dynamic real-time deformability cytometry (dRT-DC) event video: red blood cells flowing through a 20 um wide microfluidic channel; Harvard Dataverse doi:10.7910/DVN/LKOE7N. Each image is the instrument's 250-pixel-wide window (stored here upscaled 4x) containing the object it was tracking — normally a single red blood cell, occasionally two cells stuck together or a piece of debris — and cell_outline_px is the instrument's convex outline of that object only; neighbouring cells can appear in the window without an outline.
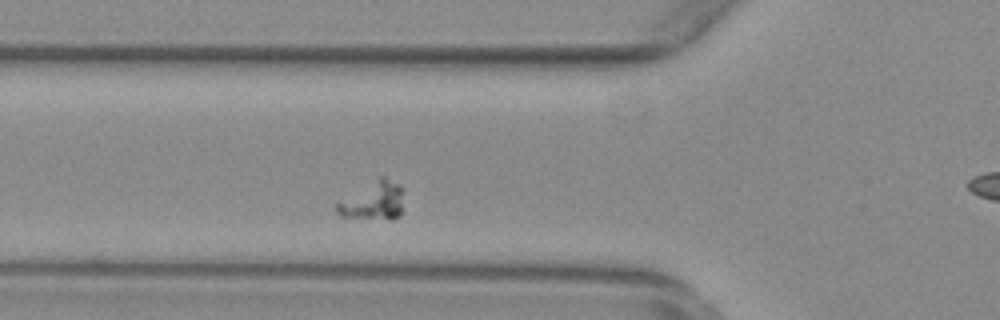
{"species": "common noctule bat (a hibernating species)", "species_latin": "Nyctalus noctula", "temperature_condition": "warm", "stored_images_in_passage": 44, "camera_frame_rate_fps": 3000, "um_per_image_px": 0.085, "animal": {"sex": "female", "body_mass_g": 29.2, "forearm_length_mm": 56.3}, "frame": {"image": 1, "passage_image": 6, "time_ms": 1.667, "image_size_px": [1000, 320], "cell_outline_px": [[404, 188], [400, 216], [392, 220], [388, 220], [340, 216], [336, 212], [336, 204], [380, 176], [384, 176], [400, 184]], "centroid_in_image_um": [31.8, 17.08], "position_along_channel_um": 94.0, "area_um2": 14.91}}
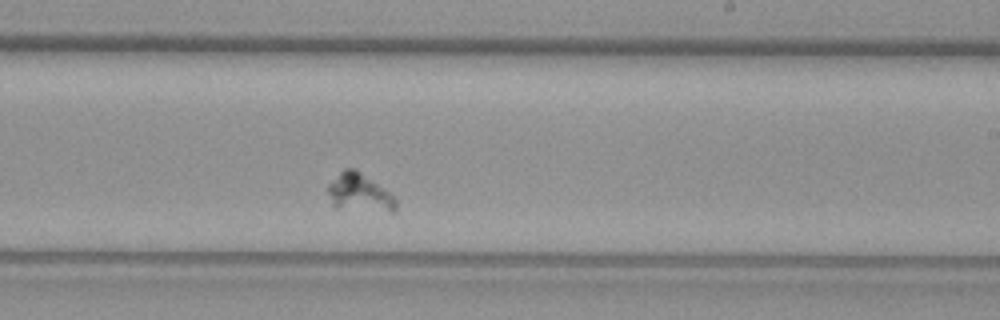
{"frame": {"image": 2, "passage_image": 20, "time_ms": 6.333, "image_size_px": [1000, 320], "cell_outline_px": [[396, 208], [392, 212], [388, 212], [336, 208], [332, 204], [328, 192], [328, 184], [344, 168], [356, 168], [388, 192], [396, 200]], "centroid_in_image_um": [30.53, 16.38], "position_along_channel_um": 258.5, "area_um2": 14.91}}
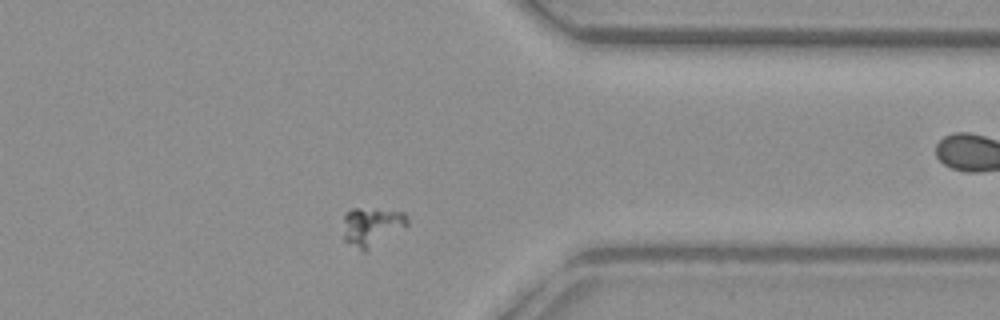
{"frame": {"image": 3, "passage_image": 31, "time_ms": 10.0, "image_size_px": [1000, 320], "cell_outline_px": [[408, 224], [364, 252], [344, 240], [344, 212], [352, 208], [360, 208], [404, 212], [408, 216]], "centroid_in_image_um": [31.57, 19.23], "position_along_channel_um": 379.8, "area_um2": 14.1}}